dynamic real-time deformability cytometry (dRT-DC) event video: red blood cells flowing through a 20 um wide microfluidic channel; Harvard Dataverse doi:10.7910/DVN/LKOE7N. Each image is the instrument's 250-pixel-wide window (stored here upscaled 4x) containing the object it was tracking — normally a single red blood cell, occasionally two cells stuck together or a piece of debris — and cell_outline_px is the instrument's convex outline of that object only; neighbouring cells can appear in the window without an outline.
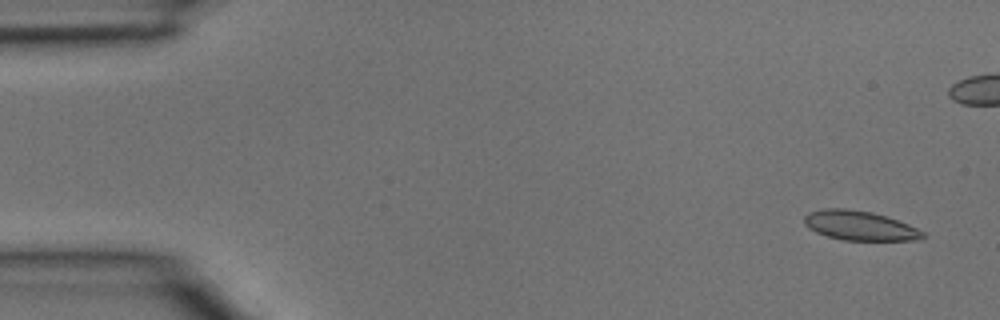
{"species": "common noctule bat (a hibernating species)", "species_latin": "Nyctalus noctula", "temperature_condition": "room temperature", "stored_images_in_passage": 4, "camera_frame_rate_fps": 3000, "um_per_image_px": 0.085, "animal": {"sex": "male", "body_mass_g": 15.6}, "frame": {"image": 1, "passage_image": 1, "time_ms": 0.0, "image_size_px": [1000, 320], "cell_outline_px": [[924, 236], [912, 240], [844, 240], [828, 236], [816, 232], [808, 228], [804, 224], [804, 216], [808, 212], [824, 208], [844, 208], [872, 212], [888, 216], [908, 224], [924, 232]], "centroid_in_image_um": [73.03, 19.16], "position_along_channel_um": 12.0, "area_um2": 20.29}}